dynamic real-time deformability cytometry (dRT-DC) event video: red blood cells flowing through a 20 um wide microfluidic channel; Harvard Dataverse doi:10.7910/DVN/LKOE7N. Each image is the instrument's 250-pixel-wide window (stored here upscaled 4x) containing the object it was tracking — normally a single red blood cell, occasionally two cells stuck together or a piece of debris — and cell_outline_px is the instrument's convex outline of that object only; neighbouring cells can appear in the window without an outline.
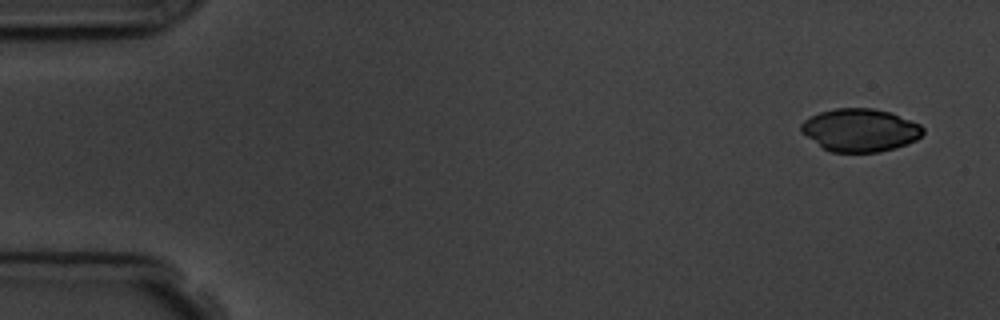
{"species": "common noctule bat (a hibernating species)", "species_latin": "Nyctalus noctula", "temperature_condition": "room temperature", "stored_images_in_passage": 4, "camera_frame_rate_fps": 3000, "um_per_image_px": 0.085, "animal": {"sex": "male", "body_mass_g": 19.5, "forearm_length_mm": 54.6}, "frame": {"image": 1, "passage_image": 1, "time_ms": 0.0, "image_size_px": [1000, 320], "cell_outline_px": [[924, 132], [916, 140], [896, 148], [880, 152], [832, 152], [824, 148], [800, 132], [800, 124], [804, 120], [820, 112], [836, 108], [872, 108], [892, 112], [920, 124], [924, 128]], "centroid_in_image_um": [73.12, 11.05], "position_along_channel_um": 11.9, "area_um2": 30.52}}